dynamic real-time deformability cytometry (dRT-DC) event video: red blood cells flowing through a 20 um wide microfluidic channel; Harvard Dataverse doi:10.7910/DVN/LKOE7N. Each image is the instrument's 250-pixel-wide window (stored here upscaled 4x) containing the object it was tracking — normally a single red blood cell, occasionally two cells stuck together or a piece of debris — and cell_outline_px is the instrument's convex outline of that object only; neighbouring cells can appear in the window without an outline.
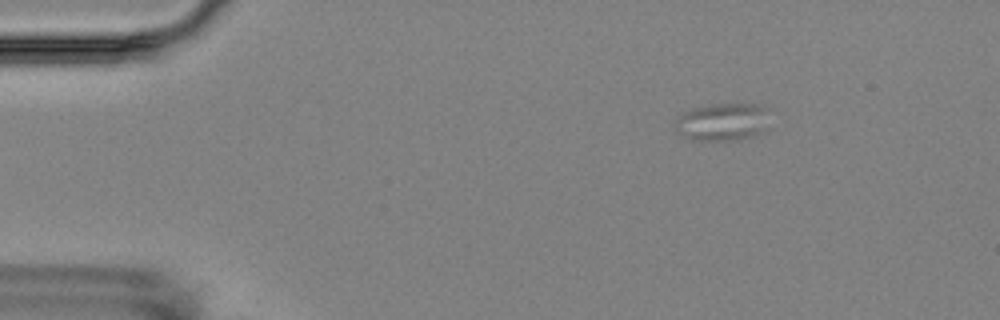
{"species": "Egyptian fruit bat (a non-hibernating species)", "species_latin": "Rousettus aegyptiacus", "temperature_condition": "room temperature", "stored_images_in_passage": 5, "segment_of_instrument_passage": [2, 2], "camera_frame_rate_fps": 3000, "um_per_image_px": 0.085, "animal": {"sex": "female"}, "frame": {"image": 1, "passage_image": 5, "time_ms": 5.333, "image_size_px": [1000, 320], "cell_outline_px": [[768, 108], [760, 132], [740, 140], [688, 140], [676, 128], [676, 120], [680, 112], [692, 108], [712, 104], [764, 104]], "centroid_in_image_um": [61.34, 10.34], "position_along_channel_um": 23.7, "area_um2": 20.46}}